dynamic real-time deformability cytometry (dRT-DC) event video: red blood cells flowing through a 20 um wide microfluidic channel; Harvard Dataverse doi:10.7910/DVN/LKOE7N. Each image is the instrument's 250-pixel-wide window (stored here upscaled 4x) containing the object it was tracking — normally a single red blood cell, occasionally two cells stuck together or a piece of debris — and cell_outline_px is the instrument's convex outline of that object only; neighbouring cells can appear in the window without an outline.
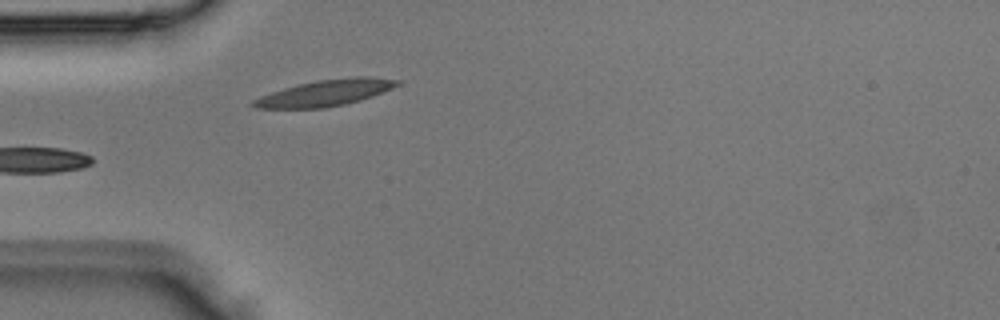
{"species": "Egyptian fruit bat (a non-hibernating species)", "species_latin": "Rousettus aegyptiacus", "temperature_condition": "room temperature", "stored_images_in_passage": 3, "camera_frame_rate_fps": 3000, "um_per_image_px": 0.085, "animal": {"sex": "male"}, "frame": {"image": 1, "passage_image": 3, "time_ms": 0.667, "image_size_px": [1000, 320], "cell_outline_px": [[400, 84], [392, 88], [372, 96], [360, 100], [344, 104], [324, 108], [256, 108], [248, 104], [252, 100], [260, 96], [284, 88], [316, 80], [356, 76], [368, 76], [400, 80]], "centroid_in_image_um": [27.64, 7.89], "position_along_channel_um": 57.4, "area_um2": 21.91}}